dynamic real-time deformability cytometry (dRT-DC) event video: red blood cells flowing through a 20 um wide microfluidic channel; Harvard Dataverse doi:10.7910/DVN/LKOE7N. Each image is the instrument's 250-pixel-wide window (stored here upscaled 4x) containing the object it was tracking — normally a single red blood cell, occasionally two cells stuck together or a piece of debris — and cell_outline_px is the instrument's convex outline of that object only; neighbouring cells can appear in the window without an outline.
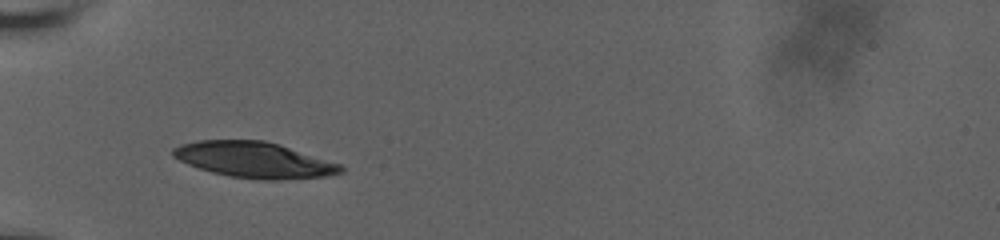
{"species": "human", "species_latin": "Homo sapiens", "temperature_condition": "room temperature", "stored_images_in_passage": 24, "camera_frame_rate_fps": 3000, "um_per_image_px": 0.085, "donor": {"sex": "male"}, "frame": {"image": 1, "passage_image": 1, "time_ms": 0.0, "image_size_px": [1000, 240], "cell_outline_px": [[344, 172], [324, 176], [280, 180], [260, 180], [232, 176], [212, 172], [188, 164], [172, 156], [172, 148], [180, 144], [196, 140], [264, 140], [280, 144], [344, 164]], "centroid_in_image_um": [21.66, 13.58], "position_along_channel_um": 63.3, "area_um2": 35.26}}
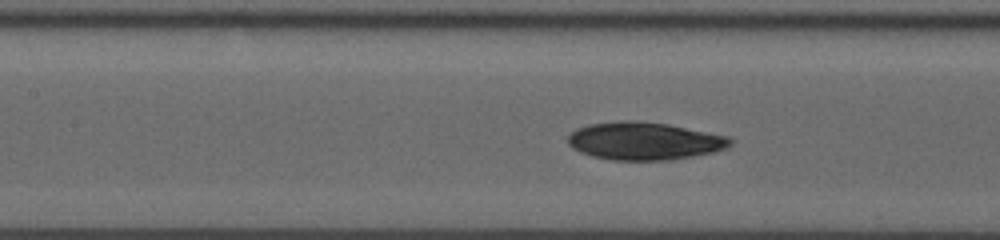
{"frame": {"image": 2, "passage_image": 15, "time_ms": 2.667, "image_size_px": [1000, 240], "cell_outline_px": [[736, 140], [728, 148], [716, 152], [672, 160], [612, 160], [592, 156], [580, 152], [572, 148], [568, 144], [568, 136], [576, 128], [588, 124], [620, 120], [632, 120], [668, 124], [728, 136]], "centroid_in_image_um": [54.8, 11.99], "position_along_channel_um": 152.6, "area_um2": 36.13}}
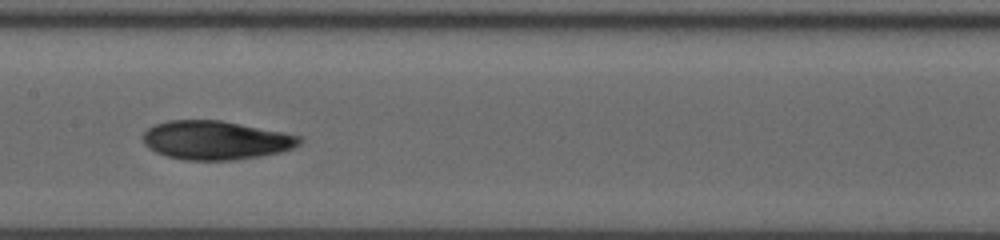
{"frame": {"image": 3, "passage_image": 23, "time_ms": 3.667, "image_size_px": [1000, 240], "cell_outline_px": [[304, 140], [300, 144], [292, 148], [280, 152], [260, 156], [232, 160], [184, 160], [168, 156], [156, 152], [148, 148], [144, 144], [144, 132], [152, 124], [168, 120], [220, 120], [284, 132], [304, 136]], "centroid_in_image_um": [18.36, 11.91], "position_along_channel_um": 189.0, "area_um2": 35.55}}